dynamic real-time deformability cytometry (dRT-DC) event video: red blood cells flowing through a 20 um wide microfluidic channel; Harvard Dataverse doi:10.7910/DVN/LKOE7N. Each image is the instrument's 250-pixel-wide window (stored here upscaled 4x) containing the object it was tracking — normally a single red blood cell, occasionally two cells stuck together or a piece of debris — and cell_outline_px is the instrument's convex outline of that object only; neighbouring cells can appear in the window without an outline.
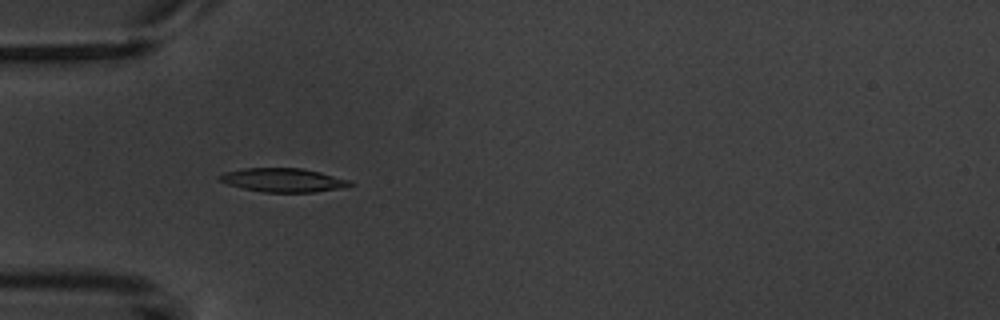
{"species": "common noctule bat (a hibernating species)", "species_latin": "Nyctalus noctula", "temperature_condition": "warm", "stored_images_in_passage": 4, "camera_frame_rate_fps": 3000, "um_per_image_px": 0.085, "animal": {"sex": "male", "body_mass_g": 20.1, "forearm_length_mm": 53.5}, "frame": {"image": 1, "passage_image": 3, "time_ms": 3.333, "image_size_px": [1000, 320], "cell_outline_px": [[356, 184], [344, 188], [312, 192], [264, 192], [244, 188], [228, 184], [220, 180], [216, 176], [224, 172], [244, 168], [300, 168], [320, 172], [348, 180]], "centroid_in_image_um": [24.07, 15.3], "position_along_channel_um": 60.9, "area_um2": 17.98}}